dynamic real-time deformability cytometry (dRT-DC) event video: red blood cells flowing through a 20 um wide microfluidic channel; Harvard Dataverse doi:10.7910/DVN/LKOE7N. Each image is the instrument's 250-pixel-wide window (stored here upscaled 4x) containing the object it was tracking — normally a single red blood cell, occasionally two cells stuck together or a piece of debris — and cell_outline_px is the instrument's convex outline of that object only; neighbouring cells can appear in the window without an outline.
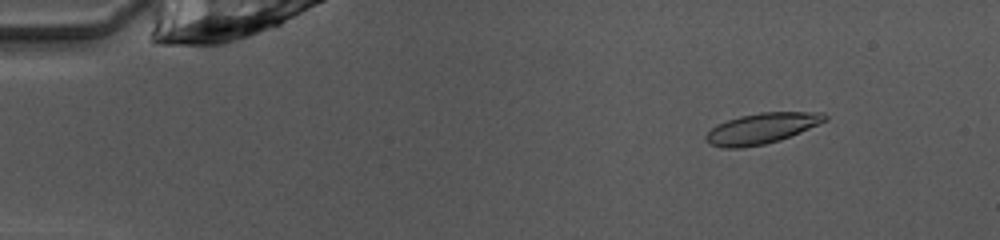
{"species": "common noctule bat (a hibernating species)", "species_latin": "Nyctalus noctula", "temperature_condition": "warm", "stored_images_in_passage": 50, "camera_frame_rate_fps": 3000, "um_per_image_px": 0.085, "animal": {"sex": "female", "body_mass_g": 10.0, "forearm_length_mm": 53.1}, "frame": {"image": 1, "passage_image": 7, "time_ms": 2.0, "image_size_px": [1000, 240], "cell_outline_px": [[828, 120], [820, 124], [780, 140], [764, 144], [740, 148], [724, 148], [712, 144], [704, 140], [704, 136], [712, 128], [728, 120], [740, 116], [760, 112], [824, 112], [828, 116]], "centroid_in_image_um": [64.79, 10.91], "position_along_channel_um": 20.2, "area_um2": 21.15}}
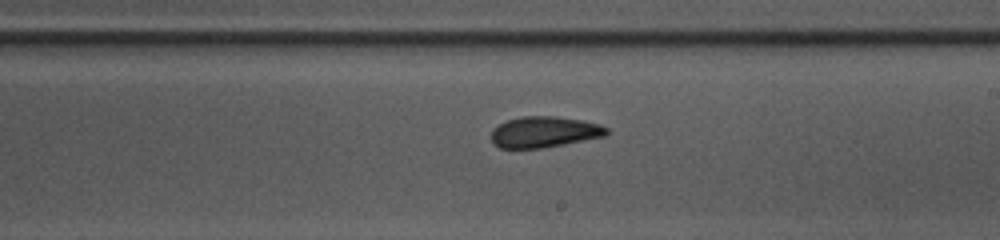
{"frame": {"image": 2, "passage_image": 30, "time_ms": 9.667, "image_size_px": [1000, 240], "cell_outline_px": [[608, 132], [604, 136], [544, 148], [500, 148], [492, 144], [492, 128], [508, 120], [520, 116], [556, 116], [584, 120], [600, 124], [608, 128]], "centroid_in_image_um": [46.26, 11.21], "position_along_channel_um": 242.7, "area_um2": 20.92}}
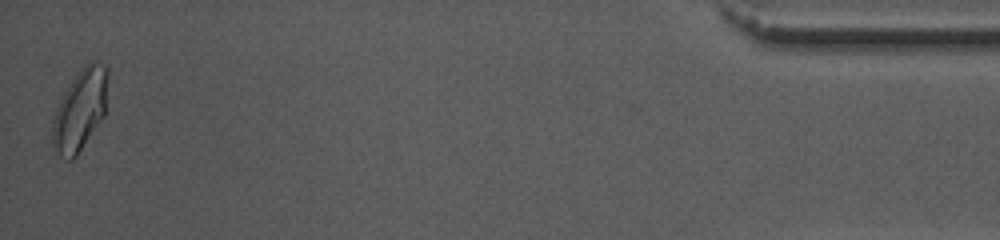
{"frame": {"image": 3, "passage_image": 50, "time_ms": 16.333, "image_size_px": [1000, 240], "cell_outline_px": [[108, 76], [104, 116], [76, 156], [72, 160], [68, 160], [60, 156], [56, 148], [52, 136], [52, 124], [60, 100], [64, 92], [72, 80], [92, 60], [104, 64], [108, 68]], "centroid_in_image_um": [6.83, 9.34], "position_along_channel_um": 428.4, "area_um2": 25.49}, "authors_computed_cell_mechanics": {"area_um2": 21.1837, "velocity_mm_per_s": 4.0254, "shape_relaxation_time_tau1_ms": 4.0712, "shape_relaxation_time_tau2_ms": 1.9777, "deformation_change_tau1": 0.1451, "deformation_change_tau2": 0.0869}}